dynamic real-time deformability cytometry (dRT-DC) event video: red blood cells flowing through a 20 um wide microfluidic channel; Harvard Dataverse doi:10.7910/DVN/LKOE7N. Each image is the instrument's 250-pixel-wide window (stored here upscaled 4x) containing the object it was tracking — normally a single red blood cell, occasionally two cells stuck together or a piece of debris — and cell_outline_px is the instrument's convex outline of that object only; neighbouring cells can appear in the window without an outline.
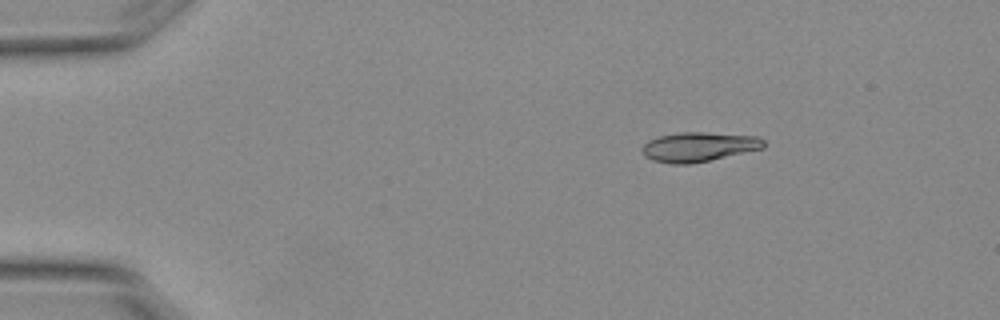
{"species": "Egyptian fruit bat (a non-hibernating species)", "species_latin": "Rousettus aegyptiacus", "temperature_condition": "warm", "stored_images_in_passage": 4, "camera_frame_rate_fps": 3000, "um_per_image_px": 0.085, "animal": {"sex": "female"}, "frame": {"image": 1, "passage_image": 1, "time_ms": 0.0, "image_size_px": [1000, 320], "cell_outline_px": [[764, 148], [708, 160], [688, 164], [672, 164], [652, 160], [644, 156], [640, 148], [648, 140], [660, 136], [676, 132], [708, 132], [756, 136], [764, 140]], "centroid_in_image_um": [59.34, 12.47], "position_along_channel_um": 25.7, "area_um2": 20.87}}
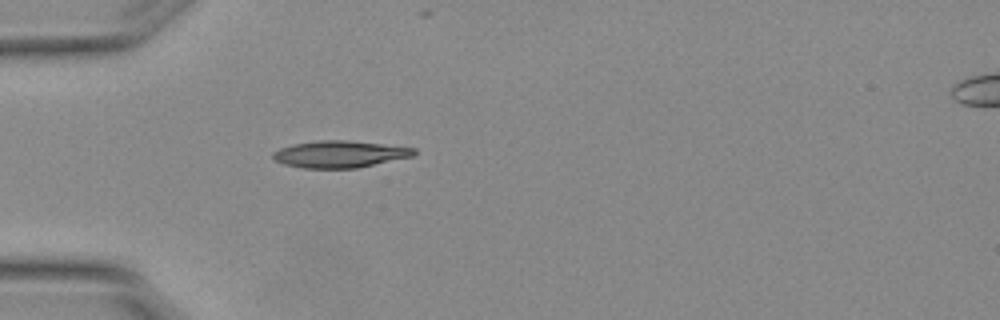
{"frame": {"image": 2, "passage_image": 3, "time_ms": 0.667, "image_size_px": [1000, 320], "cell_outline_px": [[416, 152], [412, 156], [356, 168], [304, 168], [284, 164], [276, 160], [272, 156], [272, 152], [280, 148], [292, 144], [320, 140], [348, 140], [416, 148]], "centroid_in_image_um": [28.85, 13.09], "position_along_channel_um": 56.1, "area_um2": 21.91}}